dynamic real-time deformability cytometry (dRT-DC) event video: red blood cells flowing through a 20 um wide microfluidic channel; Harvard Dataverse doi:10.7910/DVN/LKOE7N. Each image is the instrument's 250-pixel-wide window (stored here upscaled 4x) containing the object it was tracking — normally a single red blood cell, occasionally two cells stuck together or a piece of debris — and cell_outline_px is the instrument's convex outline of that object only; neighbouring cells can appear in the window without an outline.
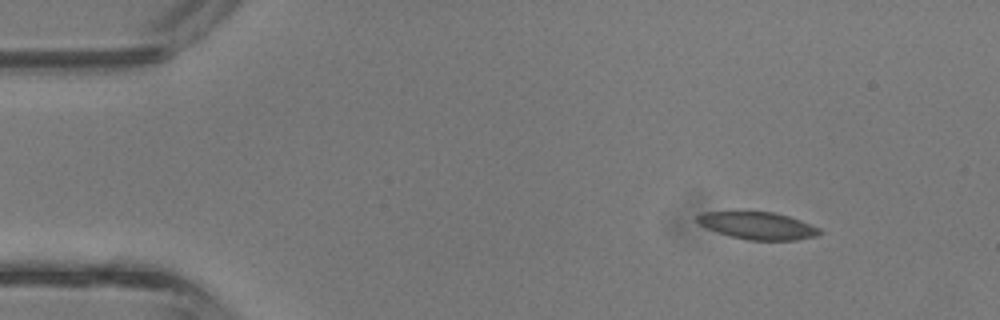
{"species": "common noctule bat (a hibernating species)", "species_latin": "Nyctalus noctula", "temperature_condition": "room temperature", "stored_images_in_passage": 2, "camera_frame_rate_fps": 3000, "um_per_image_px": 0.085, "animal": {"sex": "male", "body_mass_g": 13.3}, "frame": {"image": 1, "passage_image": 1, "time_ms": 0.0, "image_size_px": [1000, 320], "cell_outline_px": [[820, 236], [796, 240], [748, 240], [716, 232], [700, 224], [696, 220], [696, 216], [704, 212], [772, 212], [788, 216], [800, 220], [820, 228]], "centroid_in_image_um": [64.44, 19.19], "position_along_channel_um": 20.6, "area_um2": 19.31}}